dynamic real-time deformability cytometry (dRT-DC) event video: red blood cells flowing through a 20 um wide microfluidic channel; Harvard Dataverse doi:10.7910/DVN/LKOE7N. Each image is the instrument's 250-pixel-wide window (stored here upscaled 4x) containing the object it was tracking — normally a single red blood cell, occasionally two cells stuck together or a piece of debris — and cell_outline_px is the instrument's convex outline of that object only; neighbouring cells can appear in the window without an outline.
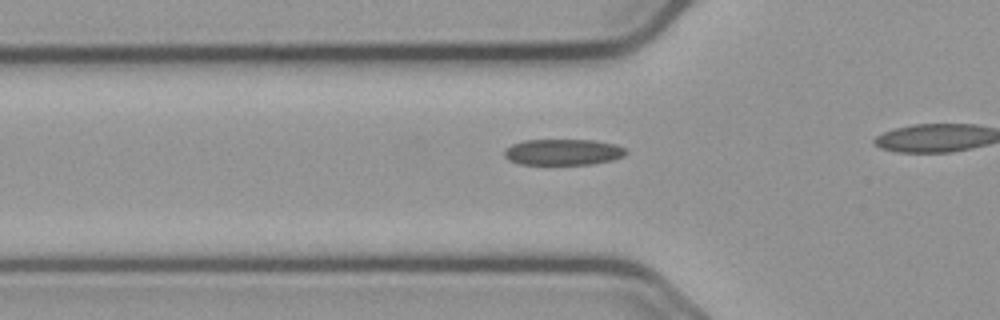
{"species": "common noctule bat (a hibernating species)", "species_latin": "Nyctalus noctula", "temperature_condition": "cold", "stored_images_in_passage": 20, "camera_frame_rate_fps": 3000, "um_per_image_px": 0.085, "animal": {"sex": "male", "body_mass_g": 23.1, "forearm_length_mm": 52.7}, "frame": {"image": 1, "passage_image": 15, "time_ms": 4.667, "image_size_px": [1000, 320], "cell_outline_px": [[628, 152], [624, 156], [612, 160], [588, 164], [520, 164], [508, 160], [504, 156], [504, 152], [512, 144], [524, 140], [592, 140], [616, 144], [624, 148]], "centroid_in_image_um": [47.86, 12.92], "position_along_channel_um": 77.9, "area_um2": 18.38}}
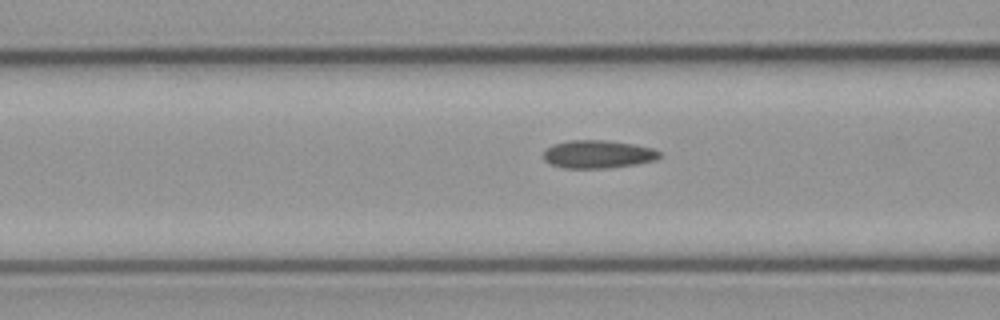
{"frame": {"image": 2, "passage_image": 18, "time_ms": 5.667, "image_size_px": [1000, 320], "cell_outline_px": [[660, 156], [656, 160], [636, 164], [608, 168], [564, 168], [552, 164], [544, 160], [544, 152], [552, 144], [572, 140], [604, 140], [632, 144], [652, 148], [660, 152]], "centroid_in_image_um": [50.83, 13.11], "position_along_channel_um": 115.8, "area_um2": 18.79}}